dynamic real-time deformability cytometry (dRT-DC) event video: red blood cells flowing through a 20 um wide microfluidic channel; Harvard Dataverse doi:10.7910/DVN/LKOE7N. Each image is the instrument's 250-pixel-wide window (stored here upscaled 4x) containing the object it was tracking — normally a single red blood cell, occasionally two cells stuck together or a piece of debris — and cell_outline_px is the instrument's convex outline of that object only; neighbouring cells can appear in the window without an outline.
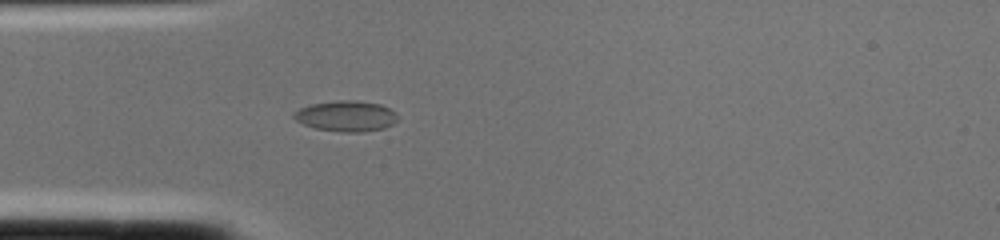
{"species": "common noctule bat (a hibernating species)", "species_latin": "Nyctalus noctula", "temperature_condition": "cold", "stored_images_in_passage": 1, "camera_frame_rate_fps": 3000, "um_per_image_px": 0.085, "animal": {"sex": "female", "body_mass_g": 22.0, "forearm_length_mm": 56.7}, "frame": {"image": 1, "passage_image": 1, "time_ms": 0.0, "image_size_px": [1000, 240], "cell_outline_px": [[396, 120], [392, 124], [384, 128], [360, 132], [340, 132], [316, 128], [304, 124], [296, 120], [292, 116], [292, 112], [300, 108], [312, 104], [340, 100], [356, 100], [380, 104], [396, 112]], "centroid_in_image_um": [29.4, 9.86], "position_along_channel_um": 55.6, "area_um2": 18.44}}